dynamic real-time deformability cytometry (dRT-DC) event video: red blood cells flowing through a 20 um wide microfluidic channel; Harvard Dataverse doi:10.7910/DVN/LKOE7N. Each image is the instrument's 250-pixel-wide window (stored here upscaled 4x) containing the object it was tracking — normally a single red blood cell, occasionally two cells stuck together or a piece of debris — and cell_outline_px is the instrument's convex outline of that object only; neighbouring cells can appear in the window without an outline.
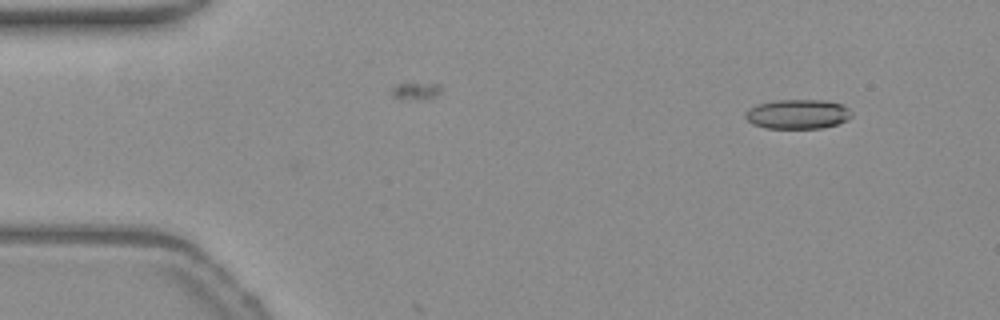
{"species": "common noctule bat (a hibernating species)", "species_latin": "Nyctalus noctula", "temperature_condition": "warm", "stored_images_in_passage": 6, "camera_frame_rate_fps": 3000, "um_per_image_px": 0.085, "animal": {"sex": "female", "body_mass_g": 19.3, "forearm_length_mm": 54.1}, "frame": {"image": 1, "passage_image": 4, "time_ms": 1.0, "image_size_px": [1000, 320], "cell_outline_px": [[852, 116], [848, 120], [836, 124], [820, 128], [768, 128], [752, 124], [744, 116], [744, 112], [748, 108], [756, 104], [776, 100], [828, 100], [840, 104], [848, 108], [852, 112]], "centroid_in_image_um": [67.79, 9.69], "position_along_channel_um": 17.2, "area_um2": 18.38}}